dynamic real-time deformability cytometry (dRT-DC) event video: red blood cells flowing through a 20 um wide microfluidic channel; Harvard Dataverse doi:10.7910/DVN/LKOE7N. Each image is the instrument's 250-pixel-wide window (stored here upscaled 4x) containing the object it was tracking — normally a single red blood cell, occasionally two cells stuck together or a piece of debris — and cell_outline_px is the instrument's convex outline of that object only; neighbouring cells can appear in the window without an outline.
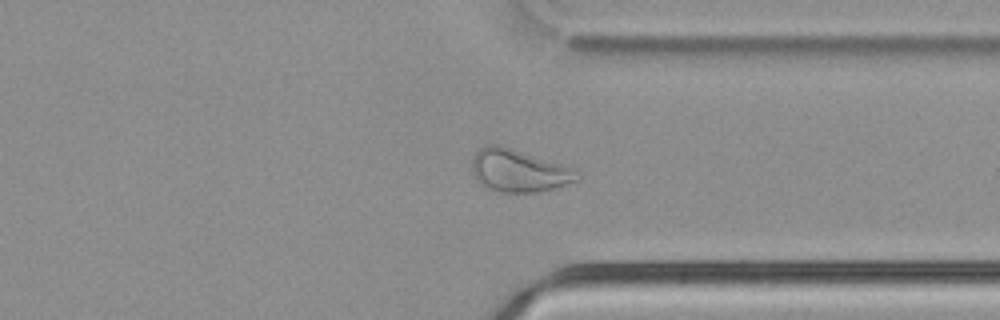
{"species": "common noctule bat (a hibernating species)", "species_latin": "Nyctalus noctula", "temperature_condition": "cold", "stored_images_in_passage": 51, "camera_frame_rate_fps": 3000, "um_per_image_px": 0.085, "animal": {"sex": "male", "body_mass_g": 21.5, "forearm_length_mm": 52.0}, "frame": {"image": 1, "passage_image": 38, "time_ms": 12.333, "image_size_px": [1000, 320], "cell_outline_px": [[580, 180], [552, 188], [536, 192], [496, 192], [484, 188], [480, 184], [472, 172], [472, 160], [476, 152], [480, 148], [488, 144], [496, 144], [576, 168], [580, 176]], "centroid_in_image_um": [44.09, 14.52], "position_along_channel_um": 367.3, "area_um2": 26.07}}
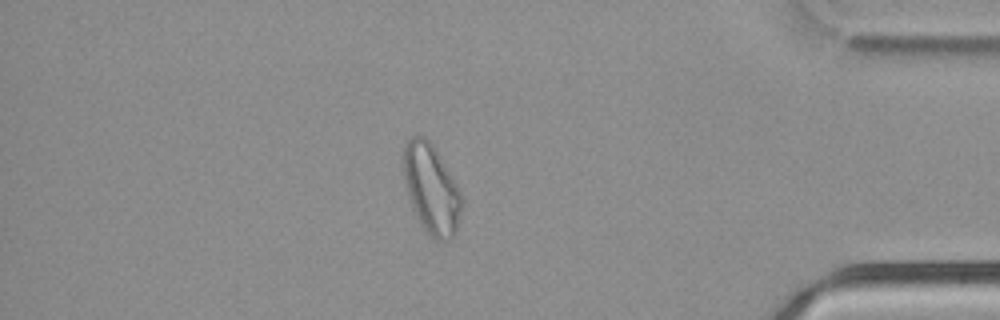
{"frame": {"image": 2, "passage_image": 43, "time_ms": 14.0, "image_size_px": [1000, 320], "cell_outline_px": [[460, 212], [456, 232], [448, 240], [436, 240], [424, 228], [412, 208], [404, 180], [400, 156], [404, 144], [412, 136], [424, 136], [432, 144], [440, 156], [460, 192]], "centroid_in_image_um": [36.6, 16.0], "position_along_channel_um": 398.6, "area_um2": 30.0}}